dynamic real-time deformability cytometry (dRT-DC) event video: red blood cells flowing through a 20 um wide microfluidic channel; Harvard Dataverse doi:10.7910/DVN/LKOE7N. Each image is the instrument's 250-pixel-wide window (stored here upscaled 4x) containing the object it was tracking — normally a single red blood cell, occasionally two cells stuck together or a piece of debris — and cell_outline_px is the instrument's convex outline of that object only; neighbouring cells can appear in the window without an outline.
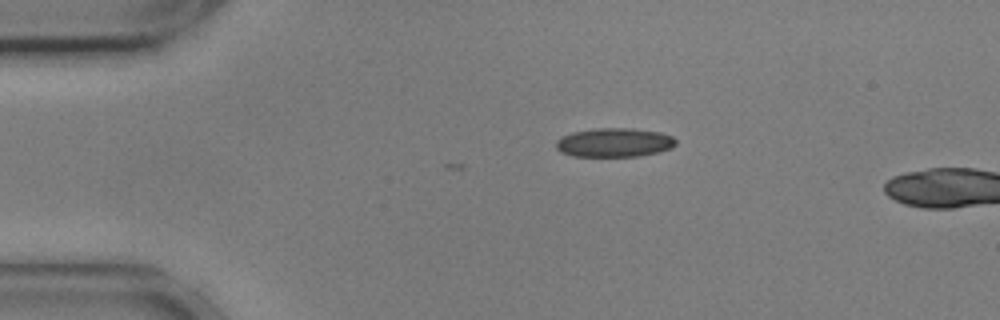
{"species": "common noctule bat (a hibernating species)", "species_latin": "Nyctalus noctula", "temperature_condition": "cold", "stored_images_in_passage": 3, "camera_frame_rate_fps": 3000, "um_per_image_px": 0.085, "animal": {"sex": "male", "body_mass_g": 17.9, "forearm_length_mm": 54.2}, "frame": {"image": 1, "passage_image": 1, "time_ms": 0.0, "image_size_px": [1000, 320], "cell_outline_px": [[676, 144], [672, 148], [660, 152], [640, 156], [572, 156], [560, 152], [556, 148], [556, 140], [560, 136], [572, 132], [596, 128], [632, 128], [660, 132], [672, 136], [676, 140]], "centroid_in_image_um": [52.21, 12.11], "position_along_channel_um": 32.8, "area_um2": 20.46}}